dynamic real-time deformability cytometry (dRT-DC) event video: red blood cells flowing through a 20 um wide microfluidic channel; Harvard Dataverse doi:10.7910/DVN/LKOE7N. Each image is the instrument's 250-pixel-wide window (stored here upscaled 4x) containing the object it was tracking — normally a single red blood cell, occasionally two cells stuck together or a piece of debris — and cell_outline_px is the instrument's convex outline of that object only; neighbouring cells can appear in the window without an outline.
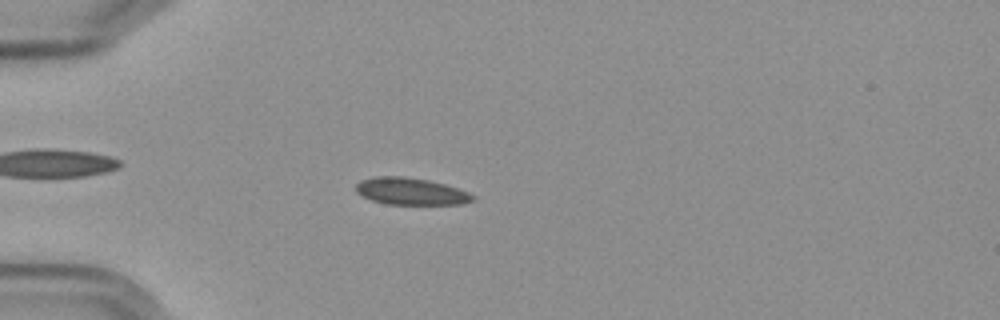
{"species": "Egyptian fruit bat (a non-hibernating species)", "species_latin": "Rousettus aegyptiacus", "temperature_condition": "cold", "stored_images_in_passage": 48, "camera_frame_rate_fps": 3000, "um_per_image_px": 0.085, "frame": {"image": 1, "passage_image": 8, "time_ms": 2.333, "image_size_px": [1000, 320], "cell_outline_px": [[476, 200], [464, 204], [384, 204], [372, 200], [356, 192], [356, 184], [360, 180], [376, 176], [404, 176], [428, 180], [444, 184], [468, 192], [476, 196]], "centroid_in_image_um": [34.94, 16.26], "position_along_channel_um": 50.1, "area_um2": 18.44}}
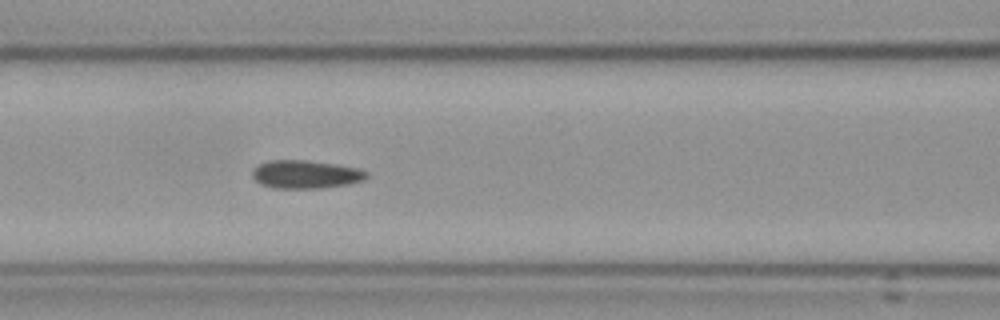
{"frame": {"image": 2, "passage_image": 17, "time_ms": 5.333, "image_size_px": [1000, 320], "cell_outline_px": [[368, 176], [364, 180], [348, 184], [320, 188], [272, 188], [260, 184], [252, 176], [252, 168], [256, 164], [268, 160], [304, 160], [332, 164], [356, 168], [368, 172]], "centroid_in_image_um": [25.92, 14.82], "position_along_channel_um": 140.7, "area_um2": 18.79}}
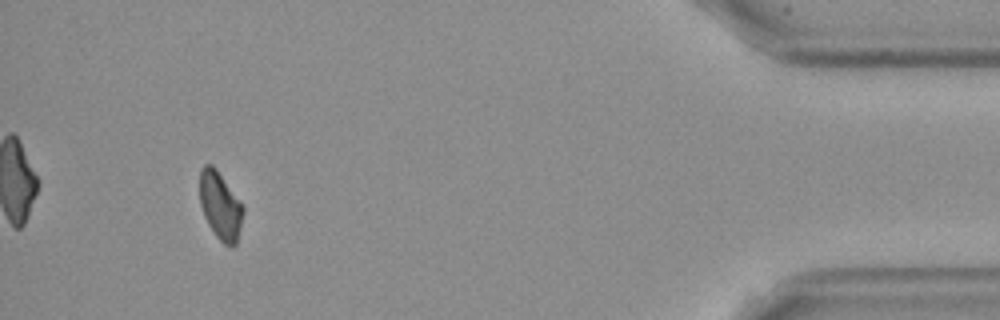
{"frame": {"image": 3, "passage_image": 45, "time_ms": 14.667, "image_size_px": [1000, 320], "cell_outline_px": [[244, 212], [236, 244], [232, 248], [228, 248], [216, 236], [208, 224], [204, 216], [200, 204], [200, 168], [204, 164], [212, 164], [216, 168], [244, 208]], "centroid_in_image_um": [18.71, 17.5], "position_along_channel_um": 416.5, "area_um2": 17.05}, "authors_computed_cell_mechanics": {"area_um2": 18.0047, "velocity_mm_per_s": 3.6025, "shape_relaxation_time_tau1_ms": null, "shape_relaxation_time_tau2_ms": 3.6884, "deformation_change_tau1": null, "deformation_change_tau2": 0.0576}}